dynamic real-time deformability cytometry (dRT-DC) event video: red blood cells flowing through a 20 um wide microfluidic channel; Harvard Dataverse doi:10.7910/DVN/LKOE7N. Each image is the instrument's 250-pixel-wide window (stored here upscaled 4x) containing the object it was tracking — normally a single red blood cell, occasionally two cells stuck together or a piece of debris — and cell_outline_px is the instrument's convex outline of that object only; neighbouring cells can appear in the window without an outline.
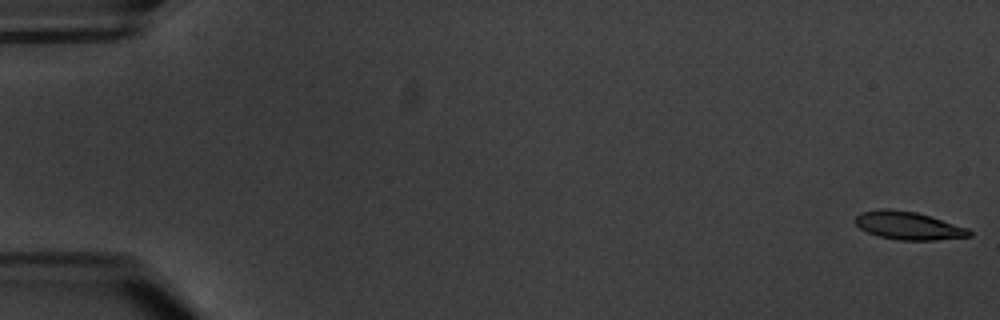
{"species": "common noctule bat (a hibernating species)", "species_latin": "Nyctalus noctula", "temperature_condition": "warm", "stored_images_in_passage": 7, "camera_frame_rate_fps": 3000, "um_per_image_px": 0.085, "animal": {"sex": "male", "body_mass_g": 20.1, "forearm_length_mm": 53.5}, "frame": {"image": 1, "passage_image": 1, "time_ms": 0.0, "image_size_px": [1000, 320], "cell_outline_px": [[972, 236], [936, 240], [896, 240], [876, 236], [860, 228], [852, 220], [860, 212], [884, 208], [888, 208], [916, 212], [968, 228], [972, 232]], "centroid_in_image_um": [77.17, 19.18], "position_along_channel_um": 7.8, "area_um2": 18.73}}
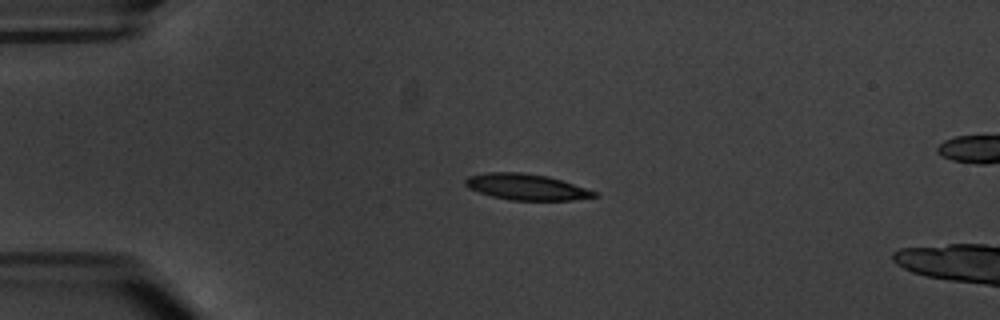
{"frame": {"image": 2, "passage_image": 5, "time_ms": 4.667, "image_size_px": [1000, 320], "cell_outline_px": [[600, 196], [572, 200], [508, 200], [492, 196], [468, 188], [464, 184], [464, 180], [468, 176], [488, 172], [520, 172], [548, 176], [600, 192]], "centroid_in_image_um": [44.77, 15.89], "position_along_channel_um": 40.2, "area_um2": 19.71}}